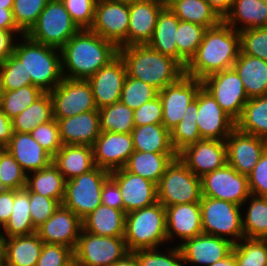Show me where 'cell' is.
Instances as JSON below:
<instances>
[{"mask_svg": "<svg viewBox=\"0 0 267 266\" xmlns=\"http://www.w3.org/2000/svg\"><path fill=\"white\" fill-rule=\"evenodd\" d=\"M60 50L62 75L69 79L87 80L119 55L114 43L90 29L79 30ZM65 67L70 74L65 73Z\"/></svg>", "mask_w": 267, "mask_h": 266, "instance_id": "obj_1", "label": "cell"}, {"mask_svg": "<svg viewBox=\"0 0 267 266\" xmlns=\"http://www.w3.org/2000/svg\"><path fill=\"white\" fill-rule=\"evenodd\" d=\"M241 51L239 31L223 20L207 28L195 55L185 67V75L203 80L205 77L232 68Z\"/></svg>", "mask_w": 267, "mask_h": 266, "instance_id": "obj_2", "label": "cell"}, {"mask_svg": "<svg viewBox=\"0 0 267 266\" xmlns=\"http://www.w3.org/2000/svg\"><path fill=\"white\" fill-rule=\"evenodd\" d=\"M127 75L155 87L158 91L185 75V68L172 57L152 49L147 44L119 48Z\"/></svg>", "mask_w": 267, "mask_h": 266, "instance_id": "obj_3", "label": "cell"}, {"mask_svg": "<svg viewBox=\"0 0 267 266\" xmlns=\"http://www.w3.org/2000/svg\"><path fill=\"white\" fill-rule=\"evenodd\" d=\"M22 37L24 43L15 44L13 54L23 62L27 78H32V85L49 93L63 79L61 50L35 42L27 35Z\"/></svg>", "mask_w": 267, "mask_h": 266, "instance_id": "obj_4", "label": "cell"}, {"mask_svg": "<svg viewBox=\"0 0 267 266\" xmlns=\"http://www.w3.org/2000/svg\"><path fill=\"white\" fill-rule=\"evenodd\" d=\"M123 238L129 252L154 249L168 241L165 207L157 202L126 213Z\"/></svg>", "mask_w": 267, "mask_h": 266, "instance_id": "obj_5", "label": "cell"}, {"mask_svg": "<svg viewBox=\"0 0 267 266\" xmlns=\"http://www.w3.org/2000/svg\"><path fill=\"white\" fill-rule=\"evenodd\" d=\"M158 202L164 207L185 203H199L201 178L191 172L177 156L168 165L157 185Z\"/></svg>", "mask_w": 267, "mask_h": 266, "instance_id": "obj_6", "label": "cell"}, {"mask_svg": "<svg viewBox=\"0 0 267 266\" xmlns=\"http://www.w3.org/2000/svg\"><path fill=\"white\" fill-rule=\"evenodd\" d=\"M80 29L61 0H50L26 34L31 40L61 49Z\"/></svg>", "mask_w": 267, "mask_h": 266, "instance_id": "obj_7", "label": "cell"}, {"mask_svg": "<svg viewBox=\"0 0 267 266\" xmlns=\"http://www.w3.org/2000/svg\"><path fill=\"white\" fill-rule=\"evenodd\" d=\"M109 177L110 171L96 166L87 173L67 180L62 205L82 220L102 204V187Z\"/></svg>", "mask_w": 267, "mask_h": 266, "instance_id": "obj_8", "label": "cell"}, {"mask_svg": "<svg viewBox=\"0 0 267 266\" xmlns=\"http://www.w3.org/2000/svg\"><path fill=\"white\" fill-rule=\"evenodd\" d=\"M199 204L203 234L229 239L234 244L236 239L245 238L240 212L242 206L206 196L201 197ZM225 235L236 239L226 238Z\"/></svg>", "mask_w": 267, "mask_h": 266, "instance_id": "obj_9", "label": "cell"}, {"mask_svg": "<svg viewBox=\"0 0 267 266\" xmlns=\"http://www.w3.org/2000/svg\"><path fill=\"white\" fill-rule=\"evenodd\" d=\"M73 253L79 266H111L130 252L123 237L98 236L81 230Z\"/></svg>", "mask_w": 267, "mask_h": 266, "instance_id": "obj_10", "label": "cell"}, {"mask_svg": "<svg viewBox=\"0 0 267 266\" xmlns=\"http://www.w3.org/2000/svg\"><path fill=\"white\" fill-rule=\"evenodd\" d=\"M49 94L54 119L69 118L83 112L98 110L91 85L87 80L63 78Z\"/></svg>", "mask_w": 267, "mask_h": 266, "instance_id": "obj_11", "label": "cell"}, {"mask_svg": "<svg viewBox=\"0 0 267 266\" xmlns=\"http://www.w3.org/2000/svg\"><path fill=\"white\" fill-rule=\"evenodd\" d=\"M202 87L235 122L241 117L249 98L239 75L233 68L205 77L202 80Z\"/></svg>", "mask_w": 267, "mask_h": 266, "instance_id": "obj_12", "label": "cell"}, {"mask_svg": "<svg viewBox=\"0 0 267 266\" xmlns=\"http://www.w3.org/2000/svg\"><path fill=\"white\" fill-rule=\"evenodd\" d=\"M201 194L240 206L251 195L247 175L238 173L229 164L201 177Z\"/></svg>", "mask_w": 267, "mask_h": 266, "instance_id": "obj_13", "label": "cell"}, {"mask_svg": "<svg viewBox=\"0 0 267 266\" xmlns=\"http://www.w3.org/2000/svg\"><path fill=\"white\" fill-rule=\"evenodd\" d=\"M129 4L115 0H97L90 30L118 48L127 47Z\"/></svg>", "mask_w": 267, "mask_h": 266, "instance_id": "obj_14", "label": "cell"}, {"mask_svg": "<svg viewBox=\"0 0 267 266\" xmlns=\"http://www.w3.org/2000/svg\"><path fill=\"white\" fill-rule=\"evenodd\" d=\"M201 87L202 80L183 75L158 92L163 108L162 124L169 132L182 120Z\"/></svg>", "mask_w": 267, "mask_h": 266, "instance_id": "obj_15", "label": "cell"}, {"mask_svg": "<svg viewBox=\"0 0 267 266\" xmlns=\"http://www.w3.org/2000/svg\"><path fill=\"white\" fill-rule=\"evenodd\" d=\"M197 125L202 139L225 141L236 122L203 87L198 91Z\"/></svg>", "mask_w": 267, "mask_h": 266, "instance_id": "obj_16", "label": "cell"}, {"mask_svg": "<svg viewBox=\"0 0 267 266\" xmlns=\"http://www.w3.org/2000/svg\"><path fill=\"white\" fill-rule=\"evenodd\" d=\"M126 76L125 62L118 55L108 65L100 68L87 79L91 85L94 101L98 109L120 101Z\"/></svg>", "mask_w": 267, "mask_h": 266, "instance_id": "obj_17", "label": "cell"}, {"mask_svg": "<svg viewBox=\"0 0 267 266\" xmlns=\"http://www.w3.org/2000/svg\"><path fill=\"white\" fill-rule=\"evenodd\" d=\"M227 164L238 173L248 175L266 149L264 138L240 131L235 127L226 138Z\"/></svg>", "mask_w": 267, "mask_h": 266, "instance_id": "obj_18", "label": "cell"}, {"mask_svg": "<svg viewBox=\"0 0 267 266\" xmlns=\"http://www.w3.org/2000/svg\"><path fill=\"white\" fill-rule=\"evenodd\" d=\"M92 147L95 166L108 171L123 168L134 152L131 133L101 131Z\"/></svg>", "mask_w": 267, "mask_h": 266, "instance_id": "obj_19", "label": "cell"}, {"mask_svg": "<svg viewBox=\"0 0 267 266\" xmlns=\"http://www.w3.org/2000/svg\"><path fill=\"white\" fill-rule=\"evenodd\" d=\"M178 157L196 176L213 172L227 164L225 141L202 139L182 150Z\"/></svg>", "mask_w": 267, "mask_h": 266, "instance_id": "obj_20", "label": "cell"}, {"mask_svg": "<svg viewBox=\"0 0 267 266\" xmlns=\"http://www.w3.org/2000/svg\"><path fill=\"white\" fill-rule=\"evenodd\" d=\"M110 177L117 183L124 204V212L141 209L158 202L157 185L124 168L110 171Z\"/></svg>", "mask_w": 267, "mask_h": 266, "instance_id": "obj_21", "label": "cell"}, {"mask_svg": "<svg viewBox=\"0 0 267 266\" xmlns=\"http://www.w3.org/2000/svg\"><path fill=\"white\" fill-rule=\"evenodd\" d=\"M81 230L82 220L61 204L36 233L43 243L64 245L74 251Z\"/></svg>", "mask_w": 267, "mask_h": 266, "instance_id": "obj_22", "label": "cell"}, {"mask_svg": "<svg viewBox=\"0 0 267 266\" xmlns=\"http://www.w3.org/2000/svg\"><path fill=\"white\" fill-rule=\"evenodd\" d=\"M234 243L229 239L200 234L179 244L184 263L210 266L232 253Z\"/></svg>", "mask_w": 267, "mask_h": 266, "instance_id": "obj_23", "label": "cell"}, {"mask_svg": "<svg viewBox=\"0 0 267 266\" xmlns=\"http://www.w3.org/2000/svg\"><path fill=\"white\" fill-rule=\"evenodd\" d=\"M163 8L164 6L157 0H144L129 4L127 47L149 43L158 15Z\"/></svg>", "mask_w": 267, "mask_h": 266, "instance_id": "obj_24", "label": "cell"}, {"mask_svg": "<svg viewBox=\"0 0 267 266\" xmlns=\"http://www.w3.org/2000/svg\"><path fill=\"white\" fill-rule=\"evenodd\" d=\"M63 145L93 146L101 133L98 110L56 119Z\"/></svg>", "mask_w": 267, "mask_h": 266, "instance_id": "obj_25", "label": "cell"}, {"mask_svg": "<svg viewBox=\"0 0 267 266\" xmlns=\"http://www.w3.org/2000/svg\"><path fill=\"white\" fill-rule=\"evenodd\" d=\"M167 238L176 234L182 242L203 234L199 203H185L165 207ZM174 234V235H173Z\"/></svg>", "mask_w": 267, "mask_h": 266, "instance_id": "obj_26", "label": "cell"}, {"mask_svg": "<svg viewBox=\"0 0 267 266\" xmlns=\"http://www.w3.org/2000/svg\"><path fill=\"white\" fill-rule=\"evenodd\" d=\"M28 173L48 167L53 157L39 145L30 133L13 132L9 143L4 147Z\"/></svg>", "mask_w": 267, "mask_h": 266, "instance_id": "obj_27", "label": "cell"}, {"mask_svg": "<svg viewBox=\"0 0 267 266\" xmlns=\"http://www.w3.org/2000/svg\"><path fill=\"white\" fill-rule=\"evenodd\" d=\"M52 163L64 179L71 180L95 168L93 147L88 145H62L53 156Z\"/></svg>", "mask_w": 267, "mask_h": 266, "instance_id": "obj_28", "label": "cell"}, {"mask_svg": "<svg viewBox=\"0 0 267 266\" xmlns=\"http://www.w3.org/2000/svg\"><path fill=\"white\" fill-rule=\"evenodd\" d=\"M232 68L239 75L249 99L267 94L266 61L240 51Z\"/></svg>", "mask_w": 267, "mask_h": 266, "instance_id": "obj_29", "label": "cell"}, {"mask_svg": "<svg viewBox=\"0 0 267 266\" xmlns=\"http://www.w3.org/2000/svg\"><path fill=\"white\" fill-rule=\"evenodd\" d=\"M126 213L103 204L82 219V230L98 236L124 237Z\"/></svg>", "mask_w": 267, "mask_h": 266, "instance_id": "obj_30", "label": "cell"}, {"mask_svg": "<svg viewBox=\"0 0 267 266\" xmlns=\"http://www.w3.org/2000/svg\"><path fill=\"white\" fill-rule=\"evenodd\" d=\"M177 156V153L134 151L123 168L134 175L141 176L158 185L168 165Z\"/></svg>", "mask_w": 267, "mask_h": 266, "instance_id": "obj_31", "label": "cell"}, {"mask_svg": "<svg viewBox=\"0 0 267 266\" xmlns=\"http://www.w3.org/2000/svg\"><path fill=\"white\" fill-rule=\"evenodd\" d=\"M223 21L237 31L267 27V3L262 0H233L231 10ZM240 22L244 25L238 28L236 23Z\"/></svg>", "mask_w": 267, "mask_h": 266, "instance_id": "obj_32", "label": "cell"}, {"mask_svg": "<svg viewBox=\"0 0 267 266\" xmlns=\"http://www.w3.org/2000/svg\"><path fill=\"white\" fill-rule=\"evenodd\" d=\"M179 21L180 19L169 7H164L158 15L153 35L147 44L157 52L172 57L176 61H178V49L175 34Z\"/></svg>", "mask_w": 267, "mask_h": 266, "instance_id": "obj_33", "label": "cell"}, {"mask_svg": "<svg viewBox=\"0 0 267 266\" xmlns=\"http://www.w3.org/2000/svg\"><path fill=\"white\" fill-rule=\"evenodd\" d=\"M42 245L37 233L6 238L5 266H36Z\"/></svg>", "mask_w": 267, "mask_h": 266, "instance_id": "obj_34", "label": "cell"}, {"mask_svg": "<svg viewBox=\"0 0 267 266\" xmlns=\"http://www.w3.org/2000/svg\"><path fill=\"white\" fill-rule=\"evenodd\" d=\"M131 135L134 151L176 153L170 141V132L163 124L135 126Z\"/></svg>", "mask_w": 267, "mask_h": 266, "instance_id": "obj_35", "label": "cell"}, {"mask_svg": "<svg viewBox=\"0 0 267 266\" xmlns=\"http://www.w3.org/2000/svg\"><path fill=\"white\" fill-rule=\"evenodd\" d=\"M65 182L58 168L51 163L48 167L33 171L32 178L27 175L26 189L42 196L55 199L61 204L65 194Z\"/></svg>", "mask_w": 267, "mask_h": 266, "instance_id": "obj_36", "label": "cell"}, {"mask_svg": "<svg viewBox=\"0 0 267 266\" xmlns=\"http://www.w3.org/2000/svg\"><path fill=\"white\" fill-rule=\"evenodd\" d=\"M29 192L26 188L14 190L13 208L7 223L2 227L6 238L36 233L29 211Z\"/></svg>", "mask_w": 267, "mask_h": 266, "instance_id": "obj_37", "label": "cell"}, {"mask_svg": "<svg viewBox=\"0 0 267 266\" xmlns=\"http://www.w3.org/2000/svg\"><path fill=\"white\" fill-rule=\"evenodd\" d=\"M53 119L52 100L49 93H43L23 112L12 119L13 132L31 133L38 125Z\"/></svg>", "mask_w": 267, "mask_h": 266, "instance_id": "obj_38", "label": "cell"}, {"mask_svg": "<svg viewBox=\"0 0 267 266\" xmlns=\"http://www.w3.org/2000/svg\"><path fill=\"white\" fill-rule=\"evenodd\" d=\"M236 127L244 133L267 138V94L247 101Z\"/></svg>", "mask_w": 267, "mask_h": 266, "instance_id": "obj_39", "label": "cell"}, {"mask_svg": "<svg viewBox=\"0 0 267 266\" xmlns=\"http://www.w3.org/2000/svg\"><path fill=\"white\" fill-rule=\"evenodd\" d=\"M169 8L180 20L206 28L217 26L222 21L206 0H176Z\"/></svg>", "mask_w": 267, "mask_h": 266, "instance_id": "obj_40", "label": "cell"}, {"mask_svg": "<svg viewBox=\"0 0 267 266\" xmlns=\"http://www.w3.org/2000/svg\"><path fill=\"white\" fill-rule=\"evenodd\" d=\"M198 93L189 104L182 120L170 131V141L174 151L179 154L187 146L201 141L197 125Z\"/></svg>", "mask_w": 267, "mask_h": 266, "instance_id": "obj_41", "label": "cell"}, {"mask_svg": "<svg viewBox=\"0 0 267 266\" xmlns=\"http://www.w3.org/2000/svg\"><path fill=\"white\" fill-rule=\"evenodd\" d=\"M100 130L131 133L134 129V111L121 101L98 109Z\"/></svg>", "mask_w": 267, "mask_h": 266, "instance_id": "obj_42", "label": "cell"}, {"mask_svg": "<svg viewBox=\"0 0 267 266\" xmlns=\"http://www.w3.org/2000/svg\"><path fill=\"white\" fill-rule=\"evenodd\" d=\"M206 27L187 21H179L176 31V45L178 49V62L185 68L195 55L203 40Z\"/></svg>", "mask_w": 267, "mask_h": 266, "instance_id": "obj_43", "label": "cell"}, {"mask_svg": "<svg viewBox=\"0 0 267 266\" xmlns=\"http://www.w3.org/2000/svg\"><path fill=\"white\" fill-rule=\"evenodd\" d=\"M246 217L242 219L245 238L262 239L267 236V197L250 195Z\"/></svg>", "mask_w": 267, "mask_h": 266, "instance_id": "obj_44", "label": "cell"}, {"mask_svg": "<svg viewBox=\"0 0 267 266\" xmlns=\"http://www.w3.org/2000/svg\"><path fill=\"white\" fill-rule=\"evenodd\" d=\"M43 93V91L33 85H27L12 91H3L0 109L12 120Z\"/></svg>", "mask_w": 267, "mask_h": 266, "instance_id": "obj_45", "label": "cell"}, {"mask_svg": "<svg viewBox=\"0 0 267 266\" xmlns=\"http://www.w3.org/2000/svg\"><path fill=\"white\" fill-rule=\"evenodd\" d=\"M233 246L236 266H267V247L262 239L244 238Z\"/></svg>", "mask_w": 267, "mask_h": 266, "instance_id": "obj_46", "label": "cell"}, {"mask_svg": "<svg viewBox=\"0 0 267 266\" xmlns=\"http://www.w3.org/2000/svg\"><path fill=\"white\" fill-rule=\"evenodd\" d=\"M158 90L139 79L126 76L120 101L133 111L158 96Z\"/></svg>", "mask_w": 267, "mask_h": 266, "instance_id": "obj_47", "label": "cell"}, {"mask_svg": "<svg viewBox=\"0 0 267 266\" xmlns=\"http://www.w3.org/2000/svg\"><path fill=\"white\" fill-rule=\"evenodd\" d=\"M50 0H14L13 16L17 28L26 35Z\"/></svg>", "mask_w": 267, "mask_h": 266, "instance_id": "obj_48", "label": "cell"}, {"mask_svg": "<svg viewBox=\"0 0 267 266\" xmlns=\"http://www.w3.org/2000/svg\"><path fill=\"white\" fill-rule=\"evenodd\" d=\"M0 77L3 91H12L32 85V78H27V72L14 54L0 62Z\"/></svg>", "mask_w": 267, "mask_h": 266, "instance_id": "obj_49", "label": "cell"}, {"mask_svg": "<svg viewBox=\"0 0 267 266\" xmlns=\"http://www.w3.org/2000/svg\"><path fill=\"white\" fill-rule=\"evenodd\" d=\"M0 178L8 190H21L26 187L27 173L5 148H0Z\"/></svg>", "mask_w": 267, "mask_h": 266, "instance_id": "obj_50", "label": "cell"}, {"mask_svg": "<svg viewBox=\"0 0 267 266\" xmlns=\"http://www.w3.org/2000/svg\"><path fill=\"white\" fill-rule=\"evenodd\" d=\"M241 52L267 62V27L239 31Z\"/></svg>", "mask_w": 267, "mask_h": 266, "instance_id": "obj_51", "label": "cell"}, {"mask_svg": "<svg viewBox=\"0 0 267 266\" xmlns=\"http://www.w3.org/2000/svg\"><path fill=\"white\" fill-rule=\"evenodd\" d=\"M158 248L142 249L132 252L139 266H185L179 246L169 249L168 255L157 252Z\"/></svg>", "mask_w": 267, "mask_h": 266, "instance_id": "obj_52", "label": "cell"}, {"mask_svg": "<svg viewBox=\"0 0 267 266\" xmlns=\"http://www.w3.org/2000/svg\"><path fill=\"white\" fill-rule=\"evenodd\" d=\"M73 22L81 29H90L94 22L97 0H61Z\"/></svg>", "mask_w": 267, "mask_h": 266, "instance_id": "obj_53", "label": "cell"}, {"mask_svg": "<svg viewBox=\"0 0 267 266\" xmlns=\"http://www.w3.org/2000/svg\"><path fill=\"white\" fill-rule=\"evenodd\" d=\"M30 134L52 157L63 145L58 123L54 118L47 123L38 125Z\"/></svg>", "mask_w": 267, "mask_h": 266, "instance_id": "obj_54", "label": "cell"}, {"mask_svg": "<svg viewBox=\"0 0 267 266\" xmlns=\"http://www.w3.org/2000/svg\"><path fill=\"white\" fill-rule=\"evenodd\" d=\"M29 200L32 224L36 229L51 217L61 205L59 201L35 192H29Z\"/></svg>", "mask_w": 267, "mask_h": 266, "instance_id": "obj_55", "label": "cell"}, {"mask_svg": "<svg viewBox=\"0 0 267 266\" xmlns=\"http://www.w3.org/2000/svg\"><path fill=\"white\" fill-rule=\"evenodd\" d=\"M73 258V250L67 246L43 243L36 266H66Z\"/></svg>", "mask_w": 267, "mask_h": 266, "instance_id": "obj_56", "label": "cell"}, {"mask_svg": "<svg viewBox=\"0 0 267 266\" xmlns=\"http://www.w3.org/2000/svg\"><path fill=\"white\" fill-rule=\"evenodd\" d=\"M163 108L159 95L134 110V125L162 124Z\"/></svg>", "mask_w": 267, "mask_h": 266, "instance_id": "obj_57", "label": "cell"}, {"mask_svg": "<svg viewBox=\"0 0 267 266\" xmlns=\"http://www.w3.org/2000/svg\"><path fill=\"white\" fill-rule=\"evenodd\" d=\"M252 195L267 197V150L262 153L258 163L247 175Z\"/></svg>", "mask_w": 267, "mask_h": 266, "instance_id": "obj_58", "label": "cell"}, {"mask_svg": "<svg viewBox=\"0 0 267 266\" xmlns=\"http://www.w3.org/2000/svg\"><path fill=\"white\" fill-rule=\"evenodd\" d=\"M101 202L105 206L124 211L121 191L117 183L109 177L103 184Z\"/></svg>", "mask_w": 267, "mask_h": 266, "instance_id": "obj_59", "label": "cell"}, {"mask_svg": "<svg viewBox=\"0 0 267 266\" xmlns=\"http://www.w3.org/2000/svg\"><path fill=\"white\" fill-rule=\"evenodd\" d=\"M14 202V190L0 192V226L3 227L10 218Z\"/></svg>", "mask_w": 267, "mask_h": 266, "instance_id": "obj_60", "label": "cell"}, {"mask_svg": "<svg viewBox=\"0 0 267 266\" xmlns=\"http://www.w3.org/2000/svg\"><path fill=\"white\" fill-rule=\"evenodd\" d=\"M13 33L21 34L22 32L0 30V62L6 60L14 52L16 43L13 42Z\"/></svg>", "mask_w": 267, "mask_h": 266, "instance_id": "obj_61", "label": "cell"}, {"mask_svg": "<svg viewBox=\"0 0 267 266\" xmlns=\"http://www.w3.org/2000/svg\"><path fill=\"white\" fill-rule=\"evenodd\" d=\"M13 135L12 120L0 109V148H4Z\"/></svg>", "mask_w": 267, "mask_h": 266, "instance_id": "obj_62", "label": "cell"}, {"mask_svg": "<svg viewBox=\"0 0 267 266\" xmlns=\"http://www.w3.org/2000/svg\"><path fill=\"white\" fill-rule=\"evenodd\" d=\"M0 30L20 31L16 26L12 9L0 8Z\"/></svg>", "mask_w": 267, "mask_h": 266, "instance_id": "obj_63", "label": "cell"}, {"mask_svg": "<svg viewBox=\"0 0 267 266\" xmlns=\"http://www.w3.org/2000/svg\"><path fill=\"white\" fill-rule=\"evenodd\" d=\"M210 7L217 13V15L223 20L225 16L230 12L233 0H206Z\"/></svg>", "mask_w": 267, "mask_h": 266, "instance_id": "obj_64", "label": "cell"}, {"mask_svg": "<svg viewBox=\"0 0 267 266\" xmlns=\"http://www.w3.org/2000/svg\"><path fill=\"white\" fill-rule=\"evenodd\" d=\"M111 266H139L136 256L130 252L122 260L117 261Z\"/></svg>", "mask_w": 267, "mask_h": 266, "instance_id": "obj_65", "label": "cell"}, {"mask_svg": "<svg viewBox=\"0 0 267 266\" xmlns=\"http://www.w3.org/2000/svg\"><path fill=\"white\" fill-rule=\"evenodd\" d=\"M6 237L0 232V266L6 264Z\"/></svg>", "mask_w": 267, "mask_h": 266, "instance_id": "obj_66", "label": "cell"}, {"mask_svg": "<svg viewBox=\"0 0 267 266\" xmlns=\"http://www.w3.org/2000/svg\"><path fill=\"white\" fill-rule=\"evenodd\" d=\"M210 266H236V261H235L233 252L226 258L220 261H217Z\"/></svg>", "mask_w": 267, "mask_h": 266, "instance_id": "obj_67", "label": "cell"}, {"mask_svg": "<svg viewBox=\"0 0 267 266\" xmlns=\"http://www.w3.org/2000/svg\"><path fill=\"white\" fill-rule=\"evenodd\" d=\"M14 0H0V8L12 9Z\"/></svg>", "mask_w": 267, "mask_h": 266, "instance_id": "obj_68", "label": "cell"}, {"mask_svg": "<svg viewBox=\"0 0 267 266\" xmlns=\"http://www.w3.org/2000/svg\"><path fill=\"white\" fill-rule=\"evenodd\" d=\"M161 5L164 7H169L172 3H174L176 0H157Z\"/></svg>", "mask_w": 267, "mask_h": 266, "instance_id": "obj_69", "label": "cell"}, {"mask_svg": "<svg viewBox=\"0 0 267 266\" xmlns=\"http://www.w3.org/2000/svg\"><path fill=\"white\" fill-rule=\"evenodd\" d=\"M115 1L131 4V3H134V2H140V1H144V0H115Z\"/></svg>", "mask_w": 267, "mask_h": 266, "instance_id": "obj_70", "label": "cell"}, {"mask_svg": "<svg viewBox=\"0 0 267 266\" xmlns=\"http://www.w3.org/2000/svg\"><path fill=\"white\" fill-rule=\"evenodd\" d=\"M66 266H79L77 261L73 258Z\"/></svg>", "mask_w": 267, "mask_h": 266, "instance_id": "obj_71", "label": "cell"}, {"mask_svg": "<svg viewBox=\"0 0 267 266\" xmlns=\"http://www.w3.org/2000/svg\"><path fill=\"white\" fill-rule=\"evenodd\" d=\"M5 190H7V189L3 186V183H2L1 178H0V192L5 191Z\"/></svg>", "mask_w": 267, "mask_h": 266, "instance_id": "obj_72", "label": "cell"}, {"mask_svg": "<svg viewBox=\"0 0 267 266\" xmlns=\"http://www.w3.org/2000/svg\"><path fill=\"white\" fill-rule=\"evenodd\" d=\"M3 94V89H2V83H1V77H0V100Z\"/></svg>", "mask_w": 267, "mask_h": 266, "instance_id": "obj_73", "label": "cell"}, {"mask_svg": "<svg viewBox=\"0 0 267 266\" xmlns=\"http://www.w3.org/2000/svg\"><path fill=\"white\" fill-rule=\"evenodd\" d=\"M263 242L265 243L266 247H267V236L262 238Z\"/></svg>", "mask_w": 267, "mask_h": 266, "instance_id": "obj_74", "label": "cell"}]
</instances>
